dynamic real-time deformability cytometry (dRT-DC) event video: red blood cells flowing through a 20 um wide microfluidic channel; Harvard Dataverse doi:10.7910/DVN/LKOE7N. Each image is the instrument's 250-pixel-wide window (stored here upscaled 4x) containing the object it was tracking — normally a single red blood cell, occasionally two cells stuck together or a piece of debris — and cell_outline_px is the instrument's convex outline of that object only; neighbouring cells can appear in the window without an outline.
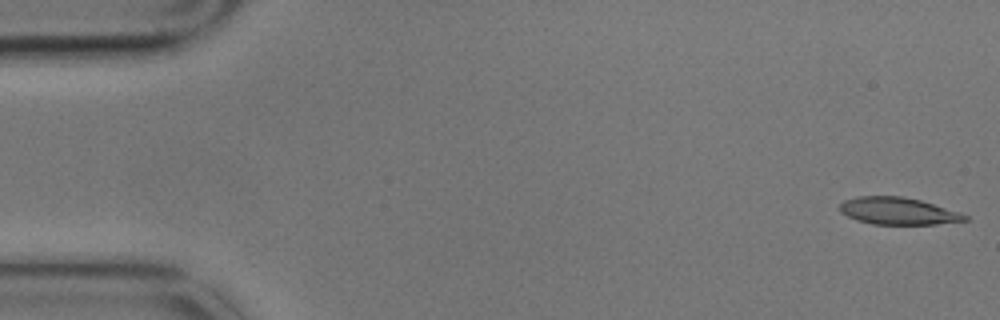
{"species": "common noctule bat (a hibernating species)", "species_latin": "Nyctalus noctula", "temperature_condition": "cold", "stored_images_in_passage": 5, "camera_frame_rate_fps": 3000, "um_per_image_px": 0.085, "animal": {"sex": "male", "body_mass_g": 17.9}, "frame": {"image": 1, "passage_image": 1, "time_ms": 0.0, "image_size_px": [1000, 320], "cell_outline_px": [[968, 220], [936, 224], [872, 224], [856, 220], [840, 212], [840, 204], [844, 200], [860, 196], [904, 196], [920, 200], [960, 212], [968, 216]], "centroid_in_image_um": [76.33, 17.93], "position_along_channel_um": 8.7, "area_um2": 19.71}}
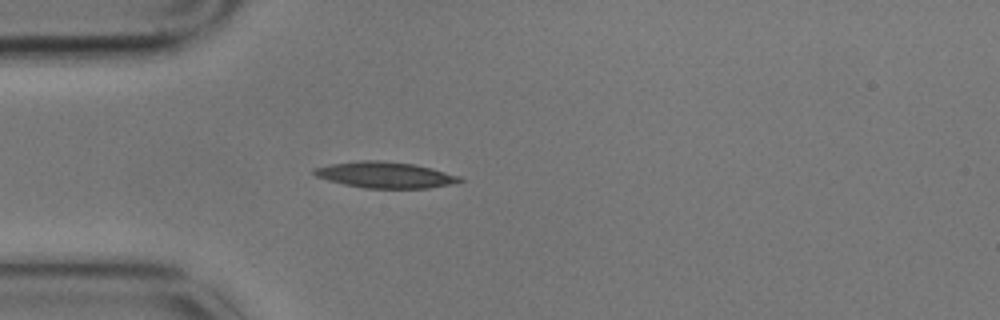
{"frame": {"image": 2, "passage_image": 5, "time_ms": 1.333, "image_size_px": [1000, 320], "cell_outline_px": [[464, 180], [448, 184], [428, 188], [364, 188], [344, 184], [328, 180], [316, 176], [312, 172], [312, 168], [328, 164], [360, 160], [380, 160], [416, 164], [432, 168], [460, 176]], "centroid_in_image_um": [32.69, 14.85], "position_along_channel_um": 52.3, "area_um2": 22.2}}